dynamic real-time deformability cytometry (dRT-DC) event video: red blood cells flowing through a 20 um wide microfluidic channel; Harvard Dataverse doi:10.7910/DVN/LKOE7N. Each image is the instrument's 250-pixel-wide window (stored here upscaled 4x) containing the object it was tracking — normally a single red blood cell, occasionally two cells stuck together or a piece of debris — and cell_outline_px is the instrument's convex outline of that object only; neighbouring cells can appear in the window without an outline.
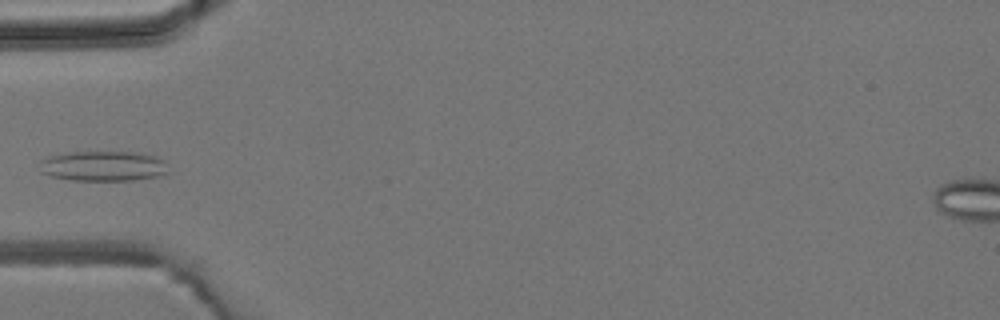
{"species": "common noctule bat (a hibernating species)", "species_latin": "Nyctalus noctula", "temperature_condition": "room temperature", "stored_images_in_passage": 6, "camera_frame_rate_fps": 3000, "um_per_image_px": 0.085, "animal": {"sex": "male", "body_mass_g": 19.2, "forearm_length_mm": 51.8}, "frame": {"image": 1, "passage_image": 5, "time_ms": 4.667, "image_size_px": [1000, 320], "cell_outline_px": [[168, 172], [156, 176], [132, 180], [72, 180], [52, 176], [40, 172], [40, 160], [48, 156], [72, 152], [132, 152], [156, 156], [164, 160]], "centroid_in_image_um": [8.75, 14.11], "position_along_channel_um": 76.3, "area_um2": 22.43}}